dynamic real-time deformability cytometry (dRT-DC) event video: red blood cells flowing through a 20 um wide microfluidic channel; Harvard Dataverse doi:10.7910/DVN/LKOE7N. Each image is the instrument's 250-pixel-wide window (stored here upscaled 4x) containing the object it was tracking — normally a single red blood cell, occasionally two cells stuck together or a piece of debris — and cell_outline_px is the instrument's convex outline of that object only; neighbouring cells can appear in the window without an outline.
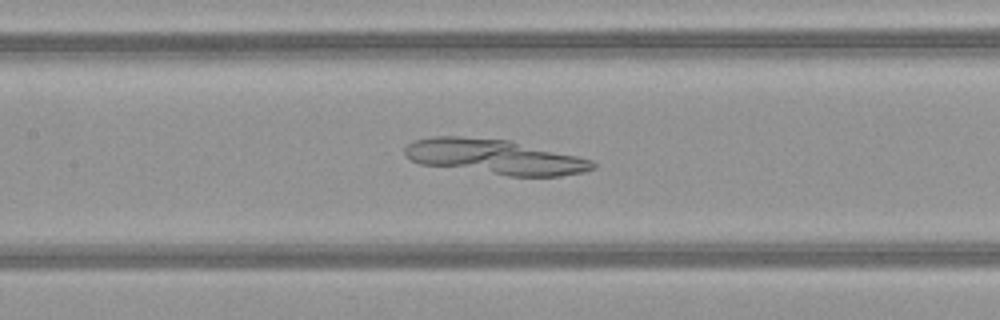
{"species": "common noctule bat (a hibernating species)", "species_latin": "Nyctalus noctula", "temperature_condition": "warm", "stored_images_in_passage": 37, "camera_frame_rate_fps": 3000, "um_per_image_px": 0.085, "animal": {"sex": "female", "body_mass_g": 21.9}, "frame": {"image": 1, "passage_image": 11, "time_ms": 3.333, "image_size_px": [1000, 320], "cell_outline_px": [[596, 168], [584, 172], [560, 176], [508, 176], [420, 164], [412, 160], [404, 152], [404, 148], [408, 144], [416, 140], [432, 136], [460, 136], [512, 140], [592, 160], [596, 164]], "centroid_in_image_um": [42.07, 13.33], "position_along_channel_um": 165.3, "area_um2": 38.38}}
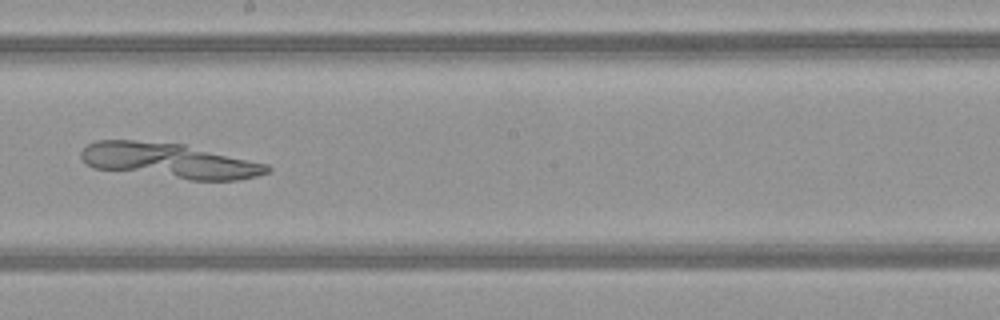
{"frame": {"image": 2, "passage_image": 16, "time_ms": 5.0, "image_size_px": [1000, 320], "cell_outline_px": [[272, 172], [240, 180], [188, 180], [92, 168], [80, 156], [80, 152], [88, 144], [96, 140], [136, 140], [184, 144], [268, 164], [272, 168]], "centroid_in_image_um": [14.42, 13.66], "position_along_channel_um": 233.8, "area_um2": 38.32}}